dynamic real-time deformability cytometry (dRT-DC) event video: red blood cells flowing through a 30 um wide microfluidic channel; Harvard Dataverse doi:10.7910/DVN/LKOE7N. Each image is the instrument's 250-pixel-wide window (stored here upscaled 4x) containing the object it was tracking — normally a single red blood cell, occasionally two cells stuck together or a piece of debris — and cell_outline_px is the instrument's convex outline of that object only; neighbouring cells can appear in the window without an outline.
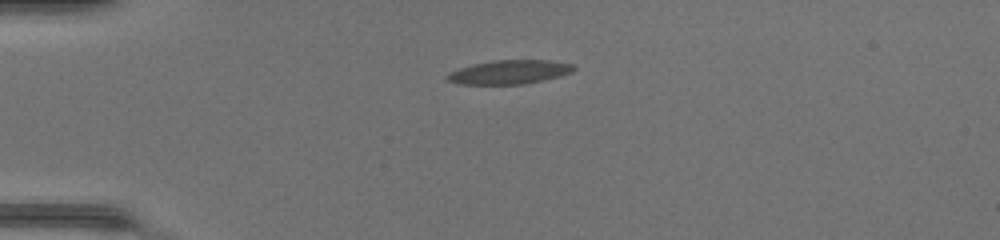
{"species": "common noctule bat (a hibernating species)", "species_latin": "Nyctalus noctula", "temperature_condition": "warm", "stored_images_in_passage": 39, "camera_frame_rate_fps": 3000, "um_per_image_px": 0.085, "animal": {"sex": "female", "body_mass_g": 17.0, "forearm_length_mm": 48.0}, "frame": {"image": 1, "passage_image": 1, "time_ms": 0.0, "image_size_px": [1000, 240], "cell_outline_px": [[576, 68], [572, 72], [560, 76], [544, 80], [524, 84], [460, 84], [448, 80], [444, 76], [460, 68], [476, 64], [496, 60], [548, 60], [572, 64]], "centroid_in_image_um": [43.34, 6.13], "position_along_channel_um": 41.7, "area_um2": 17.4}}
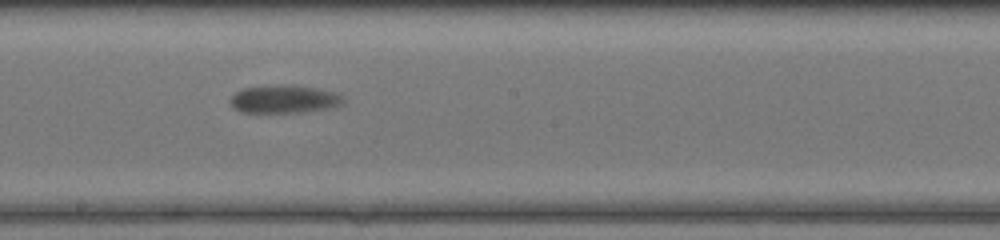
{"frame": {"image": 2, "passage_image": 17, "time_ms": 5.333, "image_size_px": [1000, 240], "cell_outline_px": [[344, 100], [340, 104], [328, 108], [304, 112], [240, 112], [232, 108], [232, 96], [236, 92], [244, 88], [316, 88], [332, 92], [340, 96]], "centroid_in_image_um": [24.12, 8.49], "position_along_channel_um": 224.1, "area_um2": 16.99}}
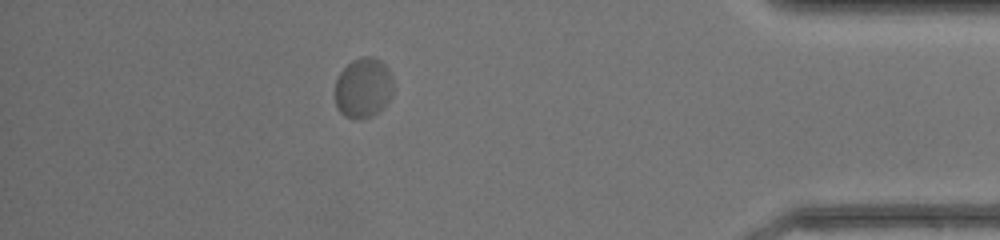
{"frame": {"image": 3, "passage_image": 33, "time_ms": 10.667, "image_size_px": [1000, 240], "cell_outline_px": [[392, 92], [388, 100], [372, 116], [356, 120], [344, 116], [340, 112], [336, 104], [336, 80], [340, 72], [352, 60], [364, 56], [372, 56], [380, 60], [388, 68], [392, 76]], "centroid_in_image_um": [30.87, 7.45], "position_along_channel_um": 404.3, "area_um2": 20.23}, "authors_computed_cell_mechanics": {"area_um2": 18.3226, "velocity_mm_per_s": 4.1286, "shape_relaxation_time_tau1_ms": 8.5029, "shape_relaxation_time_tau2_ms": null, "deformation_change_tau1": 0.1327, "deformation_change_tau2": null}}